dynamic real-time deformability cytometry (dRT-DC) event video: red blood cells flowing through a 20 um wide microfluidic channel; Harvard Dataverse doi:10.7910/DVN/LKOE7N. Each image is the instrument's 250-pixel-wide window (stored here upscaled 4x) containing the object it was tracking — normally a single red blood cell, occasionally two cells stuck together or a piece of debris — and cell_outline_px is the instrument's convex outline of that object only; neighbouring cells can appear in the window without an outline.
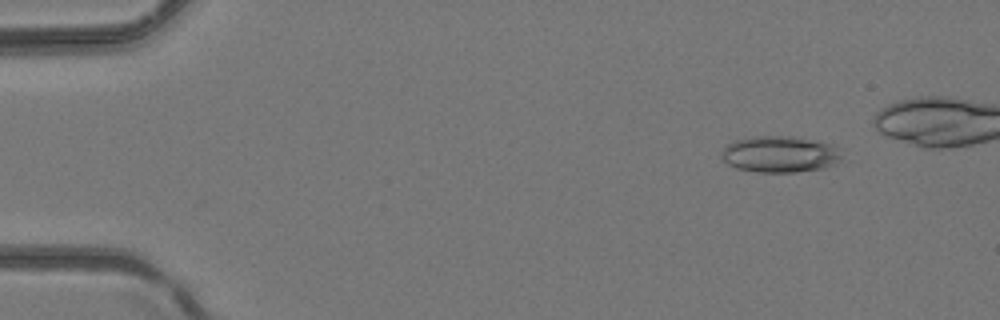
{"species": "common noctule bat (a hibernating species)", "species_latin": "Nyctalus noctula", "temperature_condition": "room temperature", "stored_images_in_passage": 5, "camera_frame_rate_fps": 3000, "um_per_image_px": 0.085, "animal": {"sex": "female", "body_mass_g": 24.6, "forearm_length_mm": 56.2}, "frame": {"image": 1, "passage_image": 2, "time_ms": 0.333, "image_size_px": [1000, 320], "cell_outline_px": [[844, 160], [836, 164], [824, 168], [796, 172], [756, 172], [736, 168], [728, 164], [720, 156], [720, 152], [732, 140], [752, 136], [792, 136], [832, 144], [840, 148], [844, 156]], "centroid_in_image_um": [66.33, 13.11], "position_along_channel_um": 18.7, "area_um2": 26.07}}